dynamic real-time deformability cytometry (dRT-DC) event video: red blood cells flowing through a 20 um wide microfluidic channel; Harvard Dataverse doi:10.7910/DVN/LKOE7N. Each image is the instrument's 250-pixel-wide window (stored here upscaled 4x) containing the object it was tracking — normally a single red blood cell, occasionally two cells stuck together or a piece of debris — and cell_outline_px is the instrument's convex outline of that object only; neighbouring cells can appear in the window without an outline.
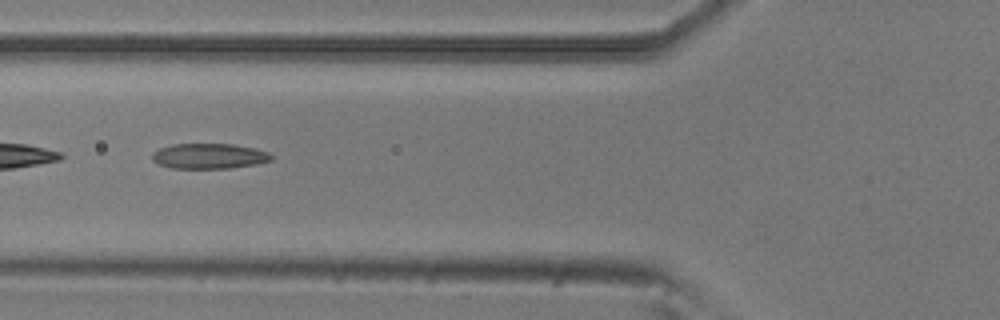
{"species": "common noctule bat (a hibernating species)", "species_latin": "Nyctalus noctula", "temperature_condition": "room temperature", "stored_images_in_passage": 52, "camera_frame_rate_fps": 3000, "um_per_image_px": 0.085, "animal": {"sex": "male", "body_mass_g": 20.5, "forearm_length_mm": 52.5}, "frame": {"image": 1, "passage_image": 19, "time_ms": 6.0, "image_size_px": [1000, 320], "cell_outline_px": [[272, 160], [256, 164], [228, 168], [172, 168], [160, 164], [152, 160], [152, 152], [160, 148], [172, 144], [232, 144], [256, 148], [268, 152], [272, 156]], "centroid_in_image_um": [17.77, 13.26], "position_along_channel_um": 108.0, "area_um2": 17.51}}
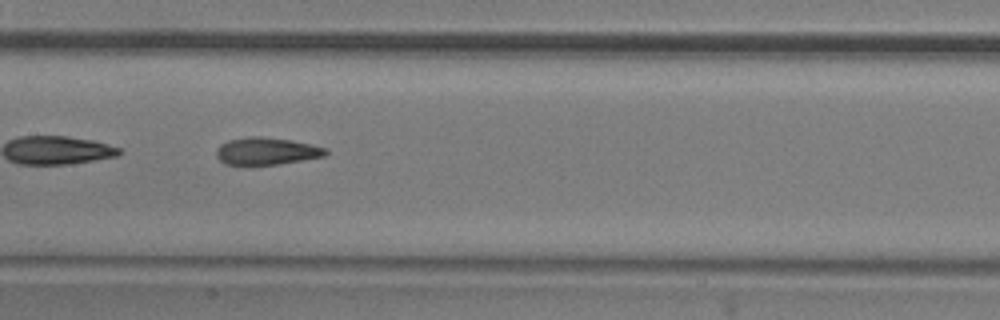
{"frame": {"image": 2, "passage_image": 25, "time_ms": 8.0, "image_size_px": [1000, 320], "cell_outline_px": [[328, 152], [324, 156], [280, 164], [248, 168], [224, 164], [216, 156], [216, 148], [220, 144], [228, 140], [252, 136], [260, 136], [292, 140], [312, 144], [328, 148]], "centroid_in_image_um": [22.6, 12.89], "position_along_channel_um": 184.8, "area_um2": 18.21}}
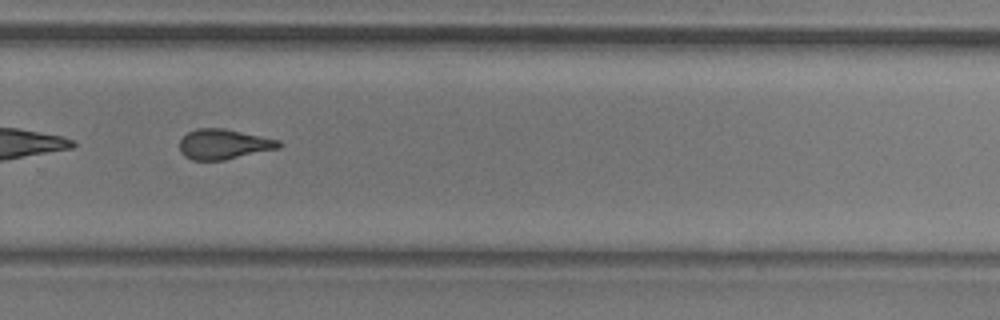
{"frame": {"image": 3, "passage_image": 35, "time_ms": 11.333, "image_size_px": [1000, 320], "cell_outline_px": [[284, 144], [280, 148], [224, 160], [192, 160], [184, 156], [180, 152], [180, 140], [188, 132], [196, 128], [224, 128], [280, 140]], "centroid_in_image_um": [19.03, 12.26], "position_along_channel_um": 310.8, "area_um2": 17.51}, "authors_computed_cell_mechanics": {"area_um2": 17.9469, "velocity_mm_per_s": 3.8019, "shape_relaxation_time_tau1_ms": 8.1715, "shape_relaxation_time_tau2_ms": 2.094, "deformation_change_tau1": 0.2069, "deformation_change_tau2": 0.0978}}